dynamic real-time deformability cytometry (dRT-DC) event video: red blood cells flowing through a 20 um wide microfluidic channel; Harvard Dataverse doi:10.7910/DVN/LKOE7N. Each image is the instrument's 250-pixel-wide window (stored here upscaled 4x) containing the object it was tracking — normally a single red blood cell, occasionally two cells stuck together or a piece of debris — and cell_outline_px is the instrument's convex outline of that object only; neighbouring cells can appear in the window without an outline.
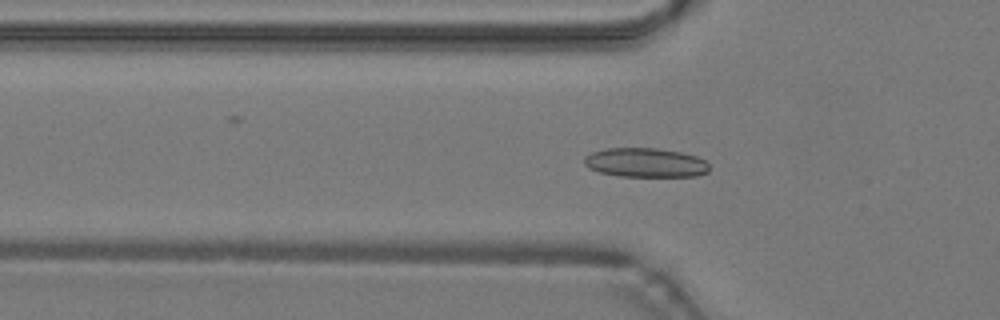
{"species": "common noctule bat (a hibernating species)", "species_latin": "Nyctalus noctula", "temperature_condition": "warm", "stored_images_in_passage": 48, "camera_frame_rate_fps": 3000, "um_per_image_px": 0.085, "animal": {"sex": "male", "body_mass_g": 19.2, "forearm_length_mm": 51.8}, "frame": {"image": 1, "passage_image": 16, "time_ms": 5.0, "image_size_px": [1000, 320], "cell_outline_px": [[708, 172], [696, 176], [616, 176], [600, 172], [588, 168], [584, 164], [584, 156], [592, 152], [604, 148], [656, 148], [680, 152], [696, 156], [704, 160], [708, 164]], "centroid_in_image_um": [54.82, 13.82], "position_along_channel_um": 71.0, "area_um2": 21.33}}
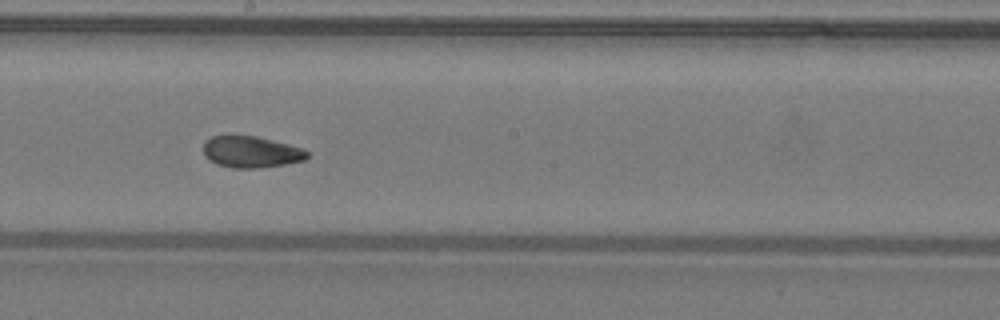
{"frame": {"image": 2, "passage_image": 27, "time_ms": 8.667, "image_size_px": [1000, 320], "cell_outline_px": [[308, 156], [304, 160], [284, 164], [256, 168], [232, 168], [216, 164], [204, 156], [204, 140], [212, 136], [228, 132], [256, 136], [304, 148], [308, 152]], "centroid_in_image_um": [21.28, 12.87], "position_along_channel_um": 226.9, "area_um2": 19.59}}
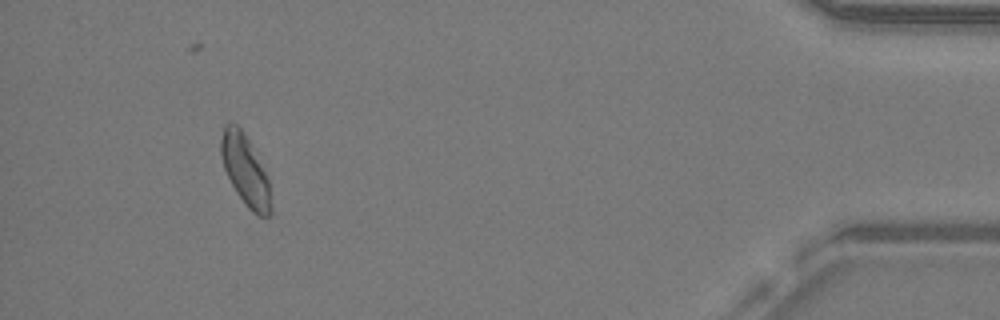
{"frame": {"image": 3, "passage_image": 45, "time_ms": 14.667, "image_size_px": [1000, 320], "cell_outline_px": [[272, 212], [268, 216], [256, 216], [244, 204], [236, 192], [224, 168], [220, 156], [220, 140], [224, 124], [228, 120], [232, 120], [244, 132], [252, 144], [268, 180], [272, 208]], "centroid_in_image_um": [20.82, 14.43], "position_along_channel_um": 414.4, "area_um2": 20.81}, "authors_computed_cell_mechanics": {"area_um2": 19.8832, "velocity_mm_per_s": 4.2411, "shape_relaxation_time_tau1_ms": 3.6953, "shape_relaxation_time_tau2_ms": 1.3438, "deformation_change_tau1": 0.1167, "deformation_change_tau2": 0.0462}}